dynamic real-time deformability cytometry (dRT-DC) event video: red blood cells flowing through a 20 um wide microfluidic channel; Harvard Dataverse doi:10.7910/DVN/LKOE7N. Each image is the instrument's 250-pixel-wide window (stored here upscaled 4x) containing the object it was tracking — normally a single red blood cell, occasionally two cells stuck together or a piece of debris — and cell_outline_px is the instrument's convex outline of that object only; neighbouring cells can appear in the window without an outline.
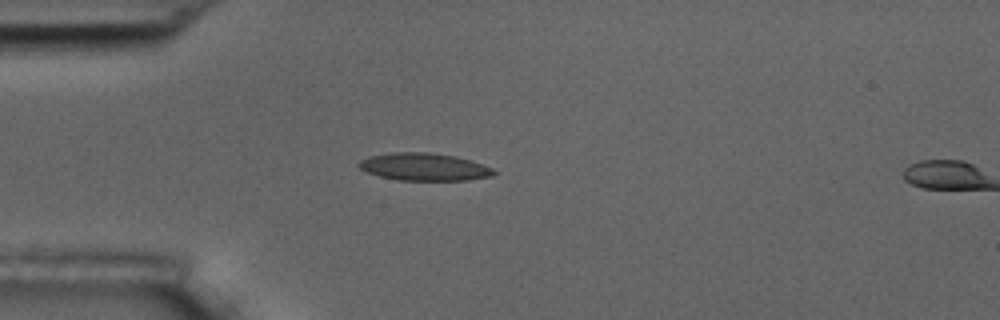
{"species": "common noctule bat (a hibernating species)", "species_latin": "Nyctalus noctula", "temperature_condition": "room temperature", "stored_images_in_passage": 1, "camera_frame_rate_fps": 3000, "um_per_image_px": 0.085, "animal": {"sex": "male", "body_mass_g": 17.5, "forearm_length_mm": 52.3}, "frame": {"image": 1, "passage_image": 1, "time_ms": 0.0, "image_size_px": [1000, 320], "cell_outline_px": [[496, 172], [492, 176], [468, 180], [400, 180], [380, 176], [368, 172], [360, 168], [356, 164], [360, 160], [368, 156], [392, 152], [428, 152], [456, 156], [492, 168]], "centroid_in_image_um": [36.02, 14.18], "position_along_channel_um": 49.0, "area_um2": 21.5}}